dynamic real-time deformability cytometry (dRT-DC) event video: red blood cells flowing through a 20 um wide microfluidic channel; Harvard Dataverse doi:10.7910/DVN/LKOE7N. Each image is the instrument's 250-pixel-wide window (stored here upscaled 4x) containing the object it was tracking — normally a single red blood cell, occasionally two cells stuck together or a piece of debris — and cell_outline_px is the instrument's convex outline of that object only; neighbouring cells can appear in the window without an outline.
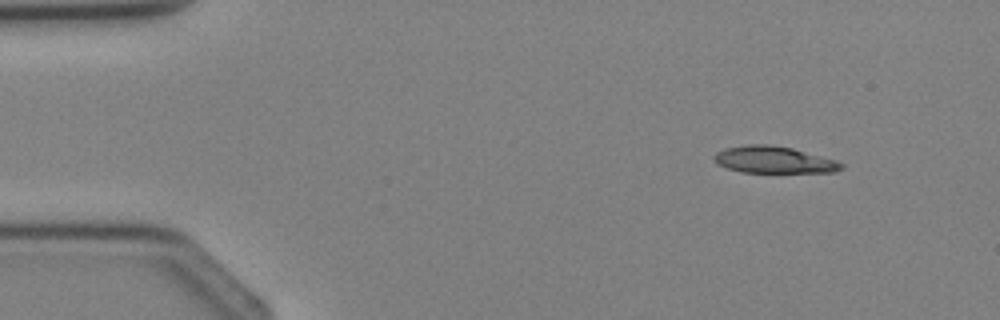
{"species": "Egyptian fruit bat (a non-hibernating species)", "species_latin": "Rousettus aegyptiacus", "temperature_condition": "cold", "stored_images_in_passage": 2, "camera_frame_rate_fps": 3000, "um_per_image_px": 0.085, "animal": {"sex": "female"}, "frame": {"image": 1, "passage_image": 1, "time_ms": 0.0, "image_size_px": [1000, 320], "cell_outline_px": [[844, 168], [836, 172], [740, 172], [716, 164], [712, 160], [712, 156], [716, 152], [724, 148], [748, 144], [768, 144], [792, 148], [836, 160], [844, 164]], "centroid_in_image_um": [65.74, 13.58], "position_along_channel_um": 19.3, "area_um2": 20.06}}